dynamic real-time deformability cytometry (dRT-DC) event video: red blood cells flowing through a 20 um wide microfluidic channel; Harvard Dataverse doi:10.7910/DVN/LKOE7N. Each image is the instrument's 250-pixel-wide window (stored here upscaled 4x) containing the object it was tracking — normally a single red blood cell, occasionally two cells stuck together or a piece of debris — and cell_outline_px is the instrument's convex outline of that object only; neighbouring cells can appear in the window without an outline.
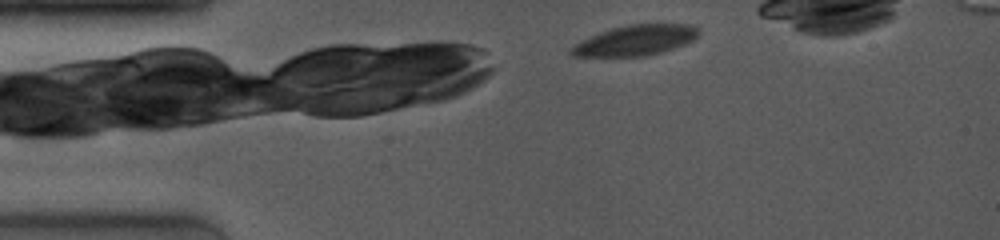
{"species": "common noctule bat (a hibernating species)", "species_latin": "Nyctalus noctula", "temperature_condition": "room temperature", "stored_images_in_passage": 7, "camera_frame_rate_fps": 4000, "um_per_image_px": 0.085, "animal": {"sex": "female", "body_mass_g": 19.0, "forearm_length_mm": 53.3}, "frame": {"image": 1, "passage_image": 1, "time_ms": 0.0, "image_size_px": [1000, 240], "cell_outline_px": [[700, 36], [684, 44], [660, 52], [644, 56], [572, 56], [568, 52], [568, 48], [572, 44], [588, 36], [612, 28], [628, 24], [688, 24], [700, 28]], "centroid_in_image_um": [53.96, 3.42], "position_along_channel_um": 31.0, "area_um2": 22.72}}